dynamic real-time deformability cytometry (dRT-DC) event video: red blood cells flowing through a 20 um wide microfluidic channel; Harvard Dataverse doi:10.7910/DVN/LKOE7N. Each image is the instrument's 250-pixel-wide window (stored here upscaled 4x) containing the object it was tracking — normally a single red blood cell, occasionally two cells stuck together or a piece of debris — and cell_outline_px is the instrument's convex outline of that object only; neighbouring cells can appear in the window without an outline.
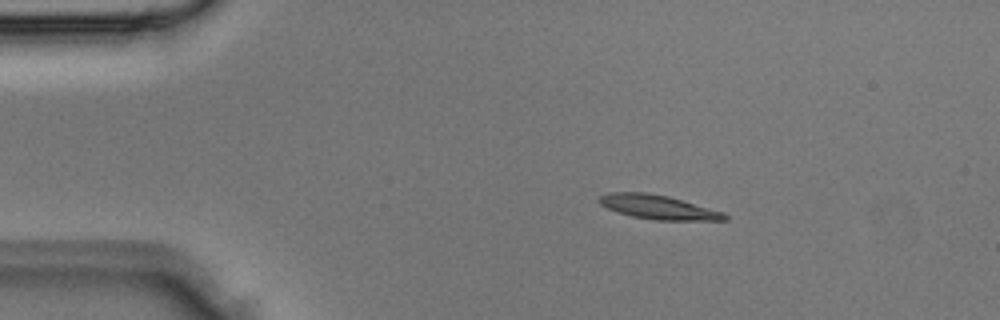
{"species": "Egyptian fruit bat (a non-hibernating species)", "species_latin": "Rousettus aegyptiacus", "temperature_condition": "room temperature", "stored_images_in_passage": 2, "camera_frame_rate_fps": 3000, "um_per_image_px": 0.085, "animal": {"sex": "male"}, "frame": {"image": 1, "passage_image": 1, "time_ms": 0.0, "image_size_px": [1000, 320], "cell_outline_px": [[728, 220], [656, 220], [632, 216], [608, 208], [600, 204], [596, 200], [600, 196], [612, 192], [648, 192], [668, 196], [724, 212], [728, 216]], "centroid_in_image_um": [55.95, 17.6], "position_along_channel_um": 29.0, "area_um2": 17.51}}